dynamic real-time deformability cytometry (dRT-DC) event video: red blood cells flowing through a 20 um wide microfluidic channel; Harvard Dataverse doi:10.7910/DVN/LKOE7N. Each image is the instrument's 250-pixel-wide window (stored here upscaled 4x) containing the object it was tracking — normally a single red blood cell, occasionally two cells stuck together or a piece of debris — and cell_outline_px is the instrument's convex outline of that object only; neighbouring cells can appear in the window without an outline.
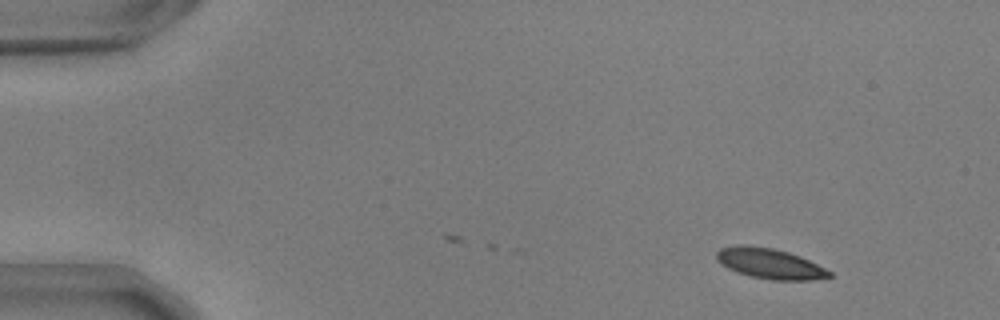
{"species": "common noctule bat (a hibernating species)", "species_latin": "Nyctalus noctula", "temperature_condition": "warm", "stored_images_in_passage": 7, "camera_frame_rate_fps": 3000, "um_per_image_px": 0.085, "animal": {"sex": "male", "body_mass_g": 17.9, "forearm_length_mm": 54.2}, "frame": {"image": 1, "passage_image": 1, "time_ms": 0.0, "image_size_px": [1000, 320], "cell_outline_px": [[832, 276], [812, 280], [772, 280], [752, 276], [736, 272], [720, 264], [716, 260], [716, 252], [720, 248], [736, 244], [748, 244], [772, 248], [788, 252], [800, 256], [832, 272]], "centroid_in_image_um": [65.38, 22.39], "position_along_channel_um": 19.6, "area_um2": 20.06}}